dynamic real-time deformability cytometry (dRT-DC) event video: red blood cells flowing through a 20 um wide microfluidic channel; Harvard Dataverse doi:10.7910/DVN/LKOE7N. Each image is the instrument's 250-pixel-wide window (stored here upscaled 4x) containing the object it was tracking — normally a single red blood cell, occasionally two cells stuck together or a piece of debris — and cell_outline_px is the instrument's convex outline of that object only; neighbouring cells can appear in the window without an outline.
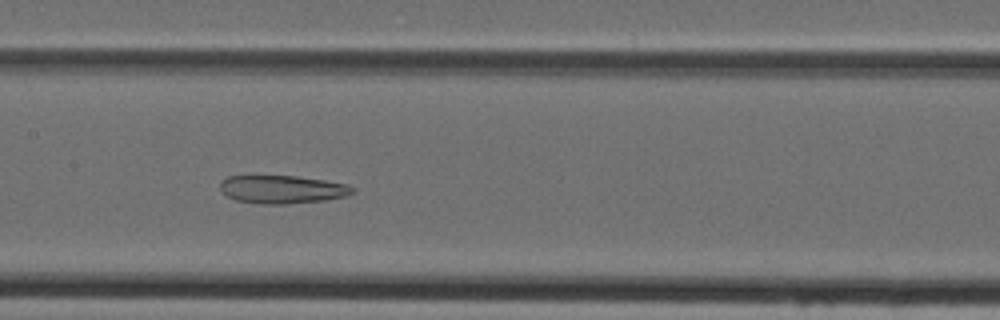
{"species": "Egyptian fruit bat (a non-hibernating species)", "species_latin": "Rousettus aegyptiacus", "temperature_condition": "cold", "stored_images_in_passage": 41, "camera_frame_rate_fps": 3000, "um_per_image_px": 0.085, "animal": {"sex": "female"}, "frame": {"image": 1, "passage_image": 24, "time_ms": 7.667, "image_size_px": [1000, 320], "cell_outline_px": [[356, 192], [344, 196], [324, 200], [288, 204], [264, 204], [236, 200], [220, 192], [220, 180], [228, 176], [296, 176], [324, 180], [348, 184], [356, 188]], "centroid_in_image_um": [23.99, 16.09], "position_along_channel_um": 183.4, "area_um2": 21.79}}
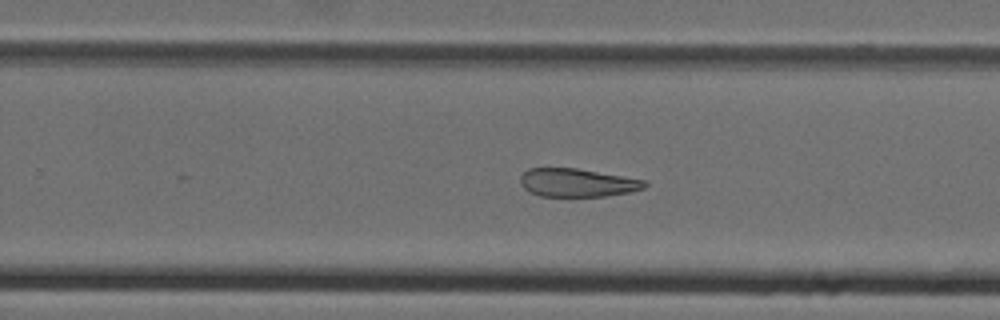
{"frame": {"image": 2, "passage_image": 31, "time_ms": 10.0, "image_size_px": [1000, 320], "cell_outline_px": [[648, 184], [644, 188], [632, 192], [604, 196], [540, 196], [528, 192], [520, 184], [520, 176], [528, 168], [576, 168], [644, 180]], "centroid_in_image_um": [49.03, 15.53], "position_along_channel_um": 280.8, "area_um2": 20.46}}
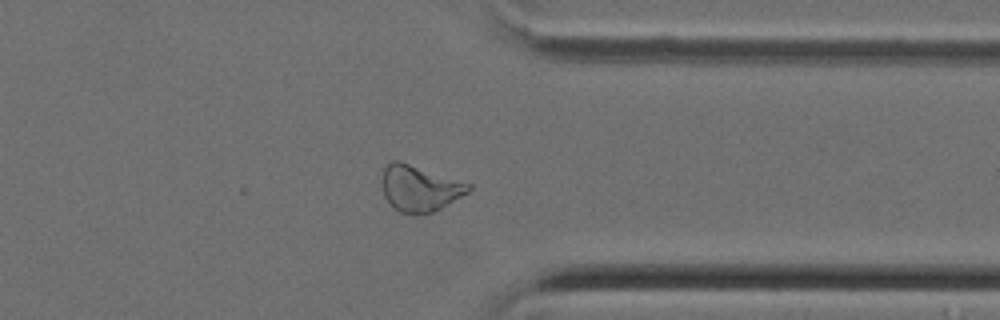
{"frame": {"image": 3, "passage_image": 38, "time_ms": 12.333, "image_size_px": [1000, 320], "cell_outline_px": [[472, 188], [468, 192], [440, 208], [432, 212], [400, 212], [384, 196], [384, 168], [392, 160], [400, 160], [472, 184]], "centroid_in_image_um": [35.71, 15.96], "position_along_channel_um": 375.7, "area_um2": 22.48}}